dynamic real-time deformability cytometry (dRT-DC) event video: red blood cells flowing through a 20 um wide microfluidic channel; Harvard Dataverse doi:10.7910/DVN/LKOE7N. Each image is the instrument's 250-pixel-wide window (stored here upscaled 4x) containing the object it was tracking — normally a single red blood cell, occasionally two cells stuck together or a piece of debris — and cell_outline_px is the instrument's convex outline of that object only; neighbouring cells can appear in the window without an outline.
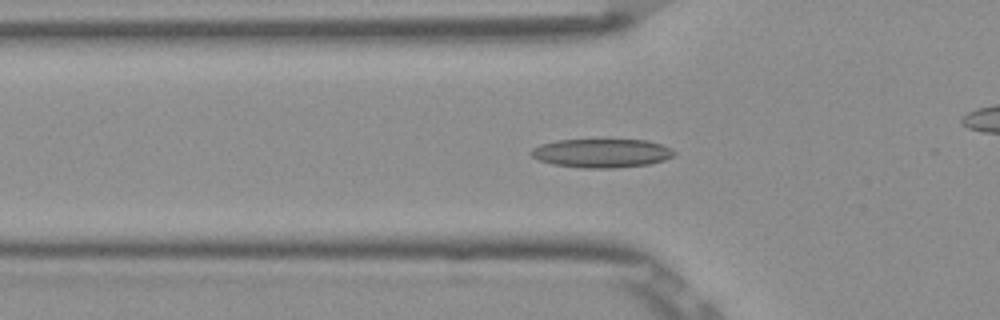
{"species": "Egyptian fruit bat (a non-hibernating species)", "species_latin": "Rousettus aegyptiacus", "temperature_condition": "room temperature", "stored_images_in_passage": 38, "camera_frame_rate_fps": 3000, "um_per_image_px": 0.085, "frame": {"image": 1, "passage_image": 2, "time_ms": 0.333, "image_size_px": [1000, 320], "cell_outline_px": [[676, 156], [664, 160], [648, 164], [612, 168], [584, 168], [552, 164], [540, 160], [532, 156], [528, 152], [532, 148], [540, 144], [556, 140], [648, 140], [664, 144], [672, 148], [676, 152]], "centroid_in_image_um": [51.17, 13.01], "position_along_channel_um": 74.6, "area_um2": 24.16}}
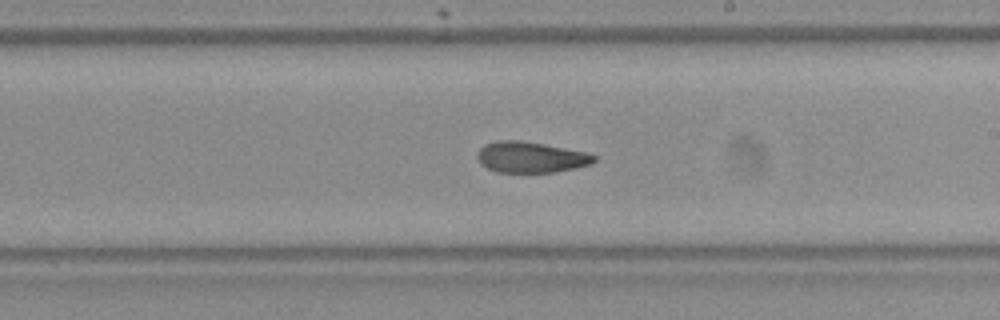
{"frame": {"image": 2, "passage_image": 15, "time_ms": 4.667, "image_size_px": [1000, 320], "cell_outline_px": [[596, 160], [592, 164], [556, 172], [496, 172], [480, 164], [476, 156], [476, 152], [484, 144], [496, 140], [520, 140], [544, 144], [584, 152], [596, 156]], "centroid_in_image_um": [45.07, 13.36], "position_along_channel_um": 243.9, "area_um2": 21.1}}
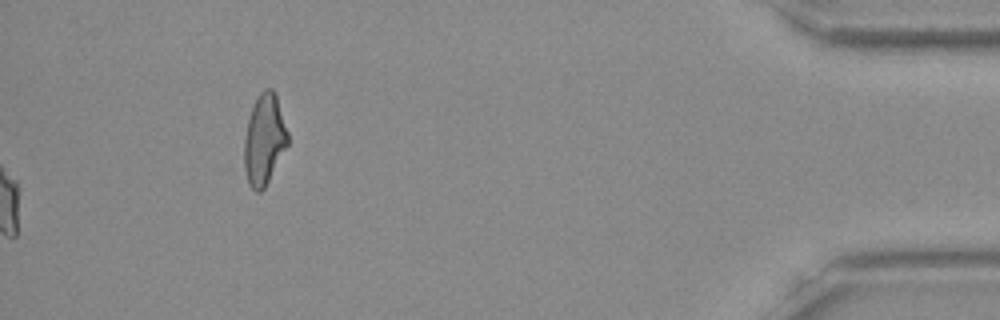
{"frame": {"image": 3, "passage_image": 38, "time_ms": 12.333, "image_size_px": [1000, 320], "cell_outline_px": [[288, 144], [264, 188], [260, 192], [256, 192], [248, 184], [244, 168], [244, 140], [248, 120], [252, 104], [260, 92], [264, 88], [272, 88], [276, 92], [288, 132]], "centroid_in_image_um": [22.45, 11.82], "position_along_channel_um": 412.7, "area_um2": 23.12}, "authors_computed_cell_mechanics": {"area_um2": 21.9062, "velocity_mm_per_s": 3.8826, "shape_relaxation_time_tau1_ms": 8.4504, "shape_relaxation_time_tau2_ms": 2.0964, "deformation_change_tau1": 0.2138, "deformation_change_tau2": 0.0768}}